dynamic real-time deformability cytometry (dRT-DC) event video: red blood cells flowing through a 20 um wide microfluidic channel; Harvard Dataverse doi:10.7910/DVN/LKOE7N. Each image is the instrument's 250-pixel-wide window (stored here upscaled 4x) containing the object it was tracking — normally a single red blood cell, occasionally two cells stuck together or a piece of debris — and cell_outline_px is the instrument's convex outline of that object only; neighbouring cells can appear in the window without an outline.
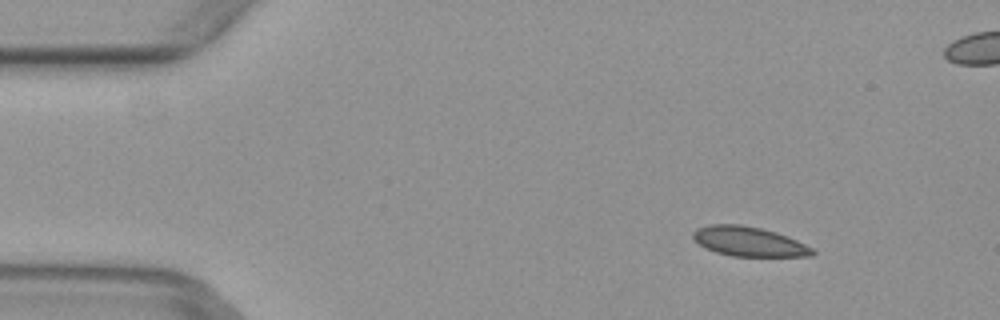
{"species": "common noctule bat (a hibernating species)", "species_latin": "Nyctalus noctula", "temperature_condition": "warm", "stored_images_in_passage": 4, "camera_frame_rate_fps": 3000, "um_per_image_px": 0.085, "animal": {"sex": "female", "body_mass_g": 29.2, "forearm_length_mm": 56.3}, "frame": {"image": 1, "passage_image": 1, "time_ms": 0.0, "image_size_px": [1000, 320], "cell_outline_px": [[816, 252], [812, 256], [732, 256], [716, 252], [704, 248], [692, 236], [692, 232], [696, 228], [708, 224], [740, 224], [760, 228], [776, 232], [788, 236], [812, 248]], "centroid_in_image_um": [63.63, 20.52], "position_along_channel_um": 21.4, "area_um2": 20.58}}